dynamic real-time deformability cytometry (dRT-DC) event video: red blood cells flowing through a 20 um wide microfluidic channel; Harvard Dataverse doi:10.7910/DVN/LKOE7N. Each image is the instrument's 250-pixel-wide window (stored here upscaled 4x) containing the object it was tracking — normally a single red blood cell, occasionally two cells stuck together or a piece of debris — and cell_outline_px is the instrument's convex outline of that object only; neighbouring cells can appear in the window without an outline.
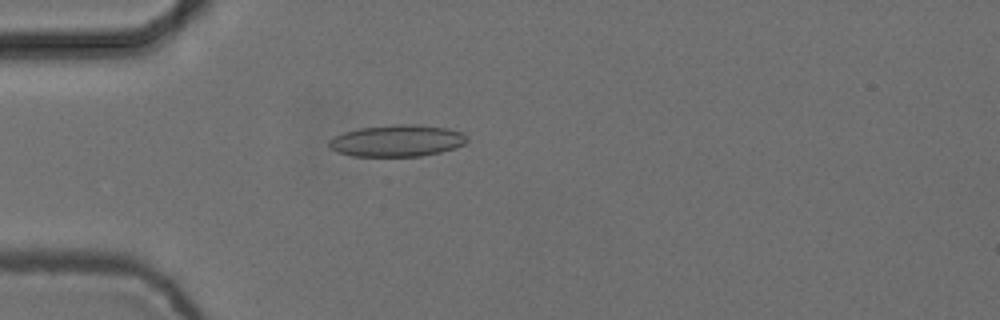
{"species": "common noctule bat (a hibernating species)", "species_latin": "Nyctalus noctula", "temperature_condition": "cold", "stored_images_in_passage": 2, "camera_frame_rate_fps": 3000, "um_per_image_px": 0.085, "animal": {"sex": "female", "body_mass_g": 24.6, "forearm_length_mm": 56.2}, "frame": {"image": 1, "passage_image": 2, "time_ms": 0.333, "image_size_px": [1000, 320], "cell_outline_px": [[468, 140], [464, 144], [456, 148], [440, 152], [420, 156], [352, 156], [336, 152], [328, 144], [328, 140], [344, 132], [360, 128], [392, 124], [416, 124], [448, 128], [460, 132]], "centroid_in_image_um": [33.74, 11.96], "position_along_channel_um": 51.3, "area_um2": 25.49}}